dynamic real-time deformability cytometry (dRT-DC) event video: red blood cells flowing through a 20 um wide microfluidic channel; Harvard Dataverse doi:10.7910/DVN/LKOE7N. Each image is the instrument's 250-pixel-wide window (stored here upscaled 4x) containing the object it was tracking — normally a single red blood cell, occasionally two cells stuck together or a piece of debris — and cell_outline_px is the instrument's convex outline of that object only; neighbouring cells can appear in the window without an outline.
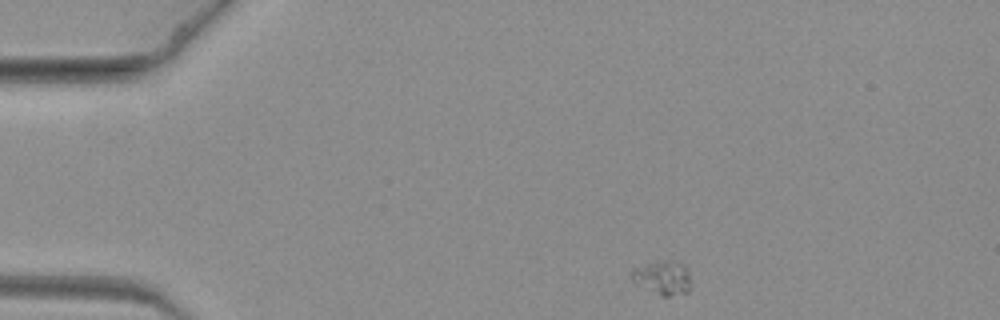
{"species": "common noctule bat (a hibernating species)", "species_latin": "Nyctalus noctula", "temperature_condition": "warm", "stored_images_in_passage": 55, "camera_frame_rate_fps": 3000, "um_per_image_px": 0.085, "animal": {"sex": "female", "body_mass_g": 19.3, "forearm_length_mm": 54.1}, "frame": {"image": 1, "passage_image": 1, "time_ms": 0.0, "image_size_px": [1000, 320], "cell_outline_px": [[692, 288], [688, 292], [668, 296], [660, 296], [636, 284], [628, 276], [632, 268], [648, 264], [680, 264], [688, 272]], "centroid_in_image_um": [56.28, 23.7], "position_along_channel_um": 28.7, "area_um2": 11.21}}
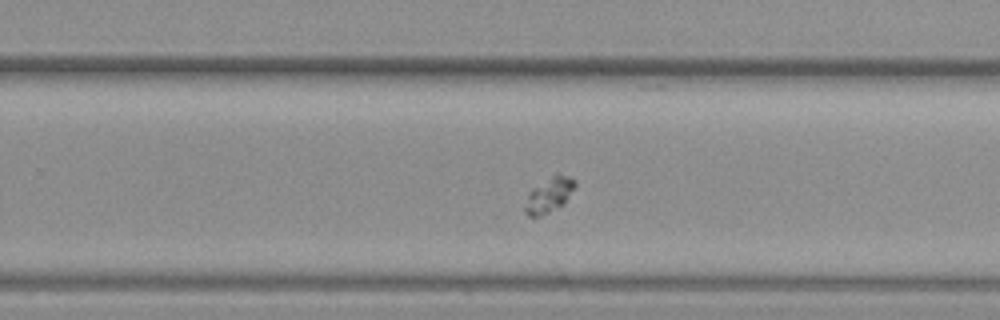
{"frame": {"image": 2, "passage_image": 32, "time_ms": 10.333, "image_size_px": [1000, 320], "cell_outline_px": [[576, 184], [564, 204], [540, 216], [528, 216], [524, 212], [524, 208], [528, 192], [532, 188], [556, 172], [572, 176], [576, 180]], "centroid_in_image_um": [46.68, 16.53], "position_along_channel_um": 283.1, "area_um2": 10.4}}
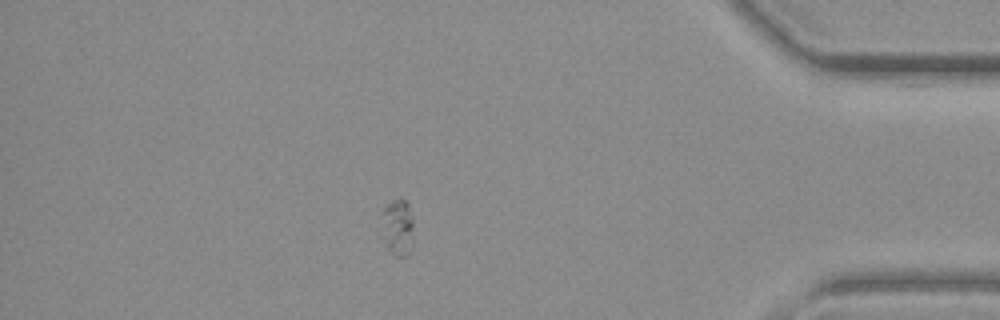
{"frame": {"image": 3, "passage_image": 47, "time_ms": 15.333, "image_size_px": [1000, 320], "cell_outline_px": [[412, 244], [408, 256], [396, 256], [384, 244], [380, 212], [388, 204], [396, 200], [404, 200], [408, 204], [412, 216]], "centroid_in_image_um": [33.78, 19.34], "position_along_channel_um": 401.4, "area_um2": 10.52}}